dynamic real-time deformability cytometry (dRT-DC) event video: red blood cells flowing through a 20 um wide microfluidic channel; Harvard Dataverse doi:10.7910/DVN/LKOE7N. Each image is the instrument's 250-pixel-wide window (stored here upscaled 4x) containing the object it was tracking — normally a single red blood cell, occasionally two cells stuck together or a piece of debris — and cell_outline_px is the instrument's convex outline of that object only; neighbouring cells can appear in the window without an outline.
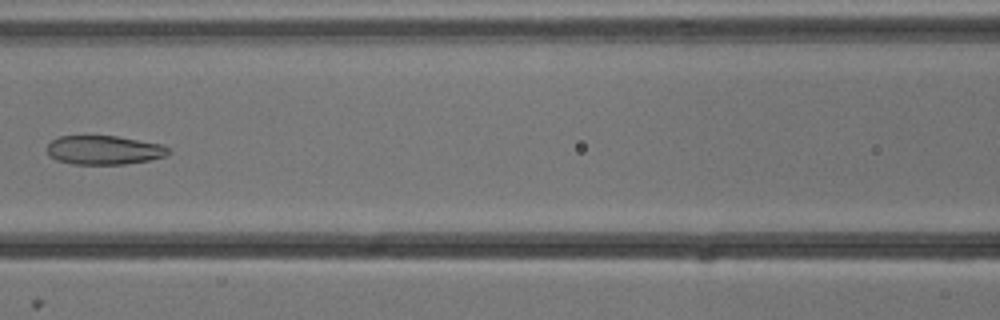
{"species": "common noctule bat (a hibernating species)", "species_latin": "Nyctalus noctula", "temperature_condition": "cold", "stored_images_in_passage": 8, "camera_frame_rate_fps": 3000, "um_per_image_px": 0.085, "animal": {"sex": "male", "body_mass_g": 13.3}, "frame": {"image": 1, "passage_image": 7, "time_ms": 2.0, "image_size_px": [1000, 320], "cell_outline_px": [[172, 152], [168, 156], [148, 160], [124, 164], [72, 164], [56, 160], [48, 156], [48, 144], [52, 140], [60, 136], [116, 136], [164, 144], [172, 148]], "centroid_in_image_um": [8.91, 12.75], "position_along_channel_um": 157.7, "area_um2": 20.75}}
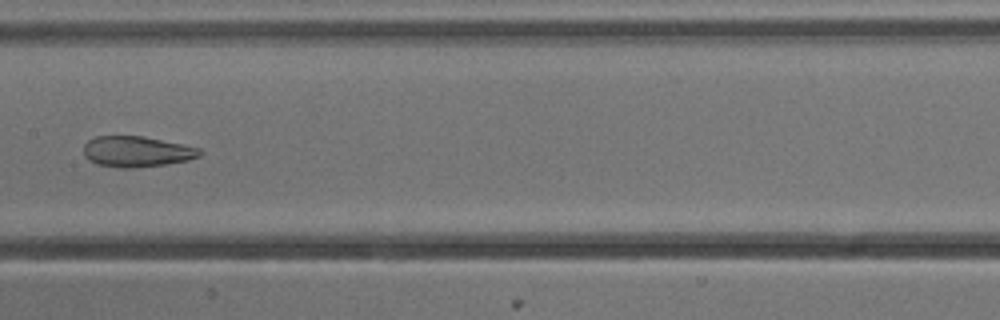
{"frame": {"image": 2, "passage_image": 8, "time_ms": 2.333, "image_size_px": [1000, 320], "cell_outline_px": [[200, 156], [188, 160], [168, 164], [136, 168], [120, 168], [96, 164], [88, 160], [84, 156], [84, 144], [88, 140], [96, 136], [144, 136], [184, 144], [200, 148]], "centroid_in_image_um": [11.61, 12.89], "position_along_channel_um": 195.8, "area_um2": 21.04}}